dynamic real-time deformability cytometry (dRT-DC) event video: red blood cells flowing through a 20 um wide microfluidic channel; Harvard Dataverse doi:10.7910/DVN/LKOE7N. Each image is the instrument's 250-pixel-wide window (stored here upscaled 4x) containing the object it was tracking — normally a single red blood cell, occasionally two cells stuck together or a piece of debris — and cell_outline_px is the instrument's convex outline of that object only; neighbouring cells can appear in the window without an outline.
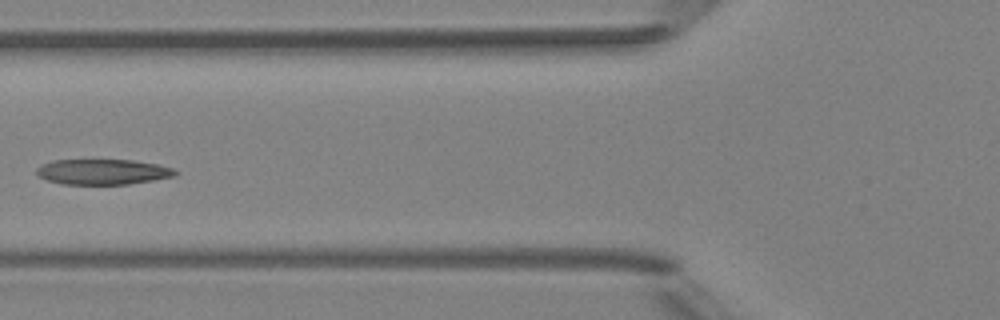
{"species": "Egyptian fruit bat (a non-hibernating species)", "species_latin": "Rousettus aegyptiacus", "temperature_condition": "room temperature", "stored_images_in_passage": 6, "camera_frame_rate_fps": 3000, "um_per_image_px": 0.085, "animal": {"sex": "female"}, "frame": {"image": 1, "passage_image": 5, "time_ms": 5.667, "image_size_px": [1000, 320], "cell_outline_px": [[180, 172], [176, 176], [128, 184], [60, 184], [48, 180], [40, 176], [36, 172], [36, 168], [40, 164], [52, 160], [132, 160], [160, 164], [172, 168]], "centroid_in_image_um": [8.75, 14.6], "position_along_channel_um": 117.0, "area_um2": 20.63}}
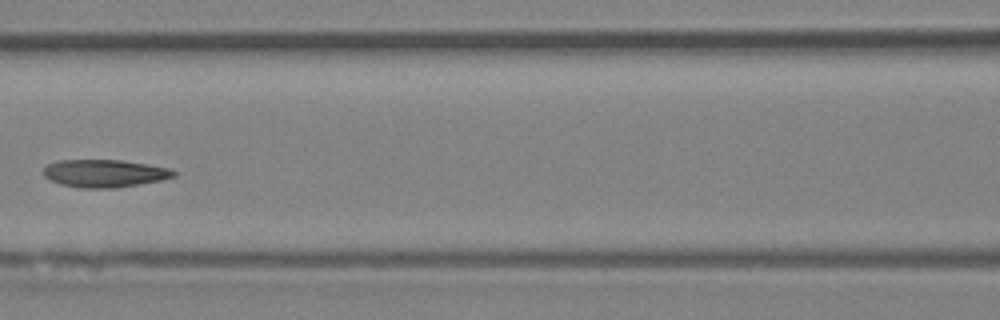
{"frame": {"image": 2, "passage_image": 6, "time_ms": 6.667, "image_size_px": [1000, 320], "cell_outline_px": [[176, 176], [160, 180], [140, 184], [116, 188], [80, 188], [60, 184], [44, 176], [44, 168], [48, 164], [56, 160], [120, 160], [148, 164], [168, 168], [176, 172]], "centroid_in_image_um": [8.88, 14.73], "position_along_channel_um": 157.7, "area_um2": 20.98}}